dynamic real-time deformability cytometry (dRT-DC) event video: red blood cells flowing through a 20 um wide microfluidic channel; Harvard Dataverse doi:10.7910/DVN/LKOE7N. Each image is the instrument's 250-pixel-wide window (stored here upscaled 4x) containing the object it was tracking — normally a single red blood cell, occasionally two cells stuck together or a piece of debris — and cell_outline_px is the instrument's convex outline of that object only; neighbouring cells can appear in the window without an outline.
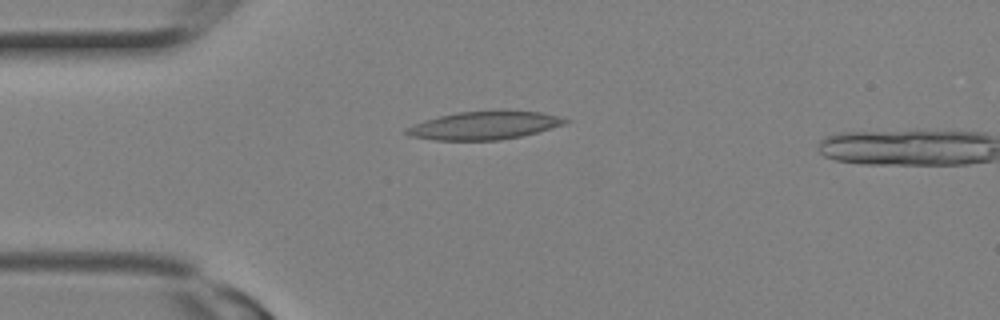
{"species": "Egyptian fruit bat (a non-hibernating species)", "species_latin": "Rousettus aegyptiacus", "temperature_condition": "room temperature", "stored_images_in_passage": 3, "camera_frame_rate_fps": 3000, "um_per_image_px": 0.085, "animal": {"sex": "female"}, "frame": {"image": 1, "passage_image": 2, "time_ms": 0.333, "image_size_px": [1000, 320], "cell_outline_px": [[572, 120], [564, 124], [552, 128], [520, 136], [500, 140], [436, 140], [408, 136], [404, 132], [404, 128], [424, 120], [440, 116], [460, 112], [508, 108], [540, 112]], "centroid_in_image_um": [41.17, 10.63], "position_along_channel_um": 43.8, "area_um2": 26.53}}